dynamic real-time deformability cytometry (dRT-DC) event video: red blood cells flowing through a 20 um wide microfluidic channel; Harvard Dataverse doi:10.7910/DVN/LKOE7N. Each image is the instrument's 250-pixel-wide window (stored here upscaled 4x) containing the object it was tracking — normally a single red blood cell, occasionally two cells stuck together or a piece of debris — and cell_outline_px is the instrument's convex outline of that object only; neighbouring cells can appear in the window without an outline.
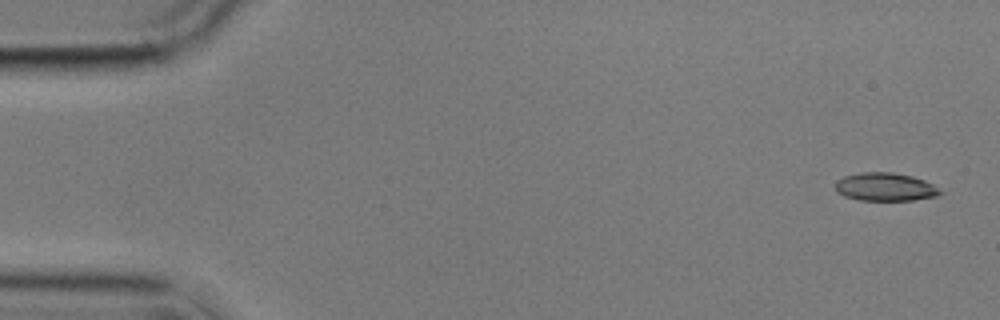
{"species": "common noctule bat (a hibernating species)", "species_latin": "Nyctalus noctula", "temperature_condition": "cold", "stored_images_in_passage": 5, "segment_of_instrument_passage": [1, 2], "camera_frame_rate_fps": 3000, "um_per_image_px": 0.085, "animal": {"sex": "male", "body_mass_g": 17.9}, "frame": {"image": 1, "passage_image": 1, "time_ms": 0.0, "image_size_px": [1000, 320], "cell_outline_px": [[944, 192], [936, 196], [912, 200], [860, 200], [844, 196], [836, 192], [836, 180], [844, 176], [860, 172], [892, 172], [912, 176], [924, 180], [932, 184]], "centroid_in_image_um": [75.23, 15.88], "position_along_channel_um": 9.8, "area_um2": 17.22}}
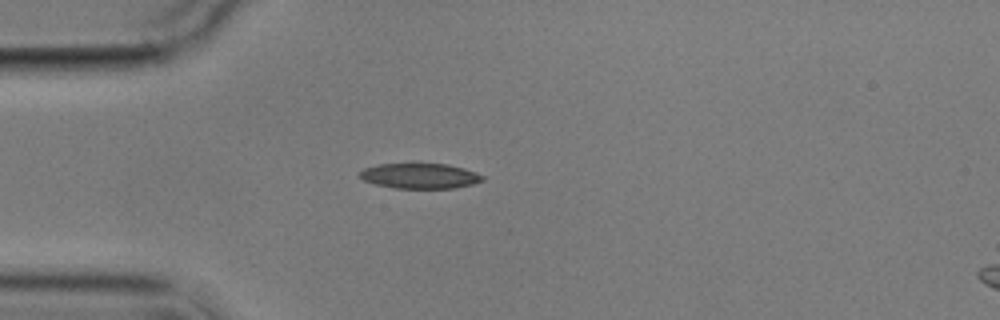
{"frame": {"image": 2, "passage_image": 4, "time_ms": 4.333, "image_size_px": [1000, 320], "cell_outline_px": [[484, 180], [472, 184], [456, 188], [396, 188], [376, 184], [364, 180], [360, 176], [360, 172], [364, 168], [376, 164], [412, 160], [448, 164], [464, 168], [476, 172], [484, 176]], "centroid_in_image_um": [35.68, 14.89], "position_along_channel_um": 49.3, "area_um2": 19.02}}